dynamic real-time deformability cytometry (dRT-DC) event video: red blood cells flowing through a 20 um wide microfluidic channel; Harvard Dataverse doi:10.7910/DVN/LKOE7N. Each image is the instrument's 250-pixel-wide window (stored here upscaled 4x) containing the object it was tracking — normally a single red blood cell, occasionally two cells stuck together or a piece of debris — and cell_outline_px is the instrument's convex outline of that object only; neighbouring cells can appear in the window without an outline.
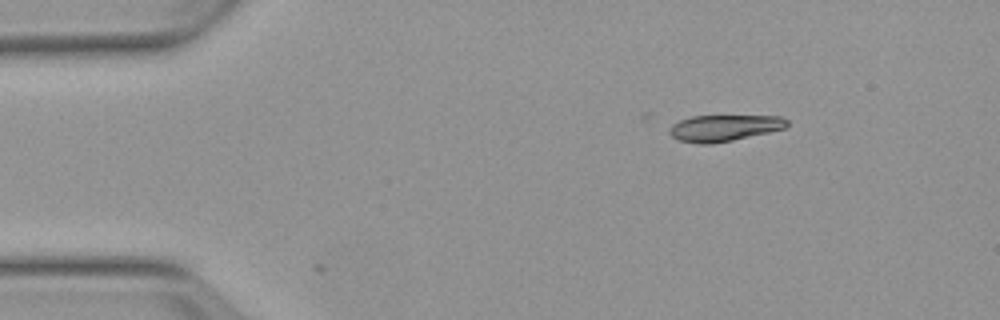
{"species": "Egyptian fruit bat (a non-hibernating species)", "species_latin": "Rousettus aegyptiacus", "temperature_condition": "warm", "stored_images_in_passage": 2, "camera_frame_rate_fps": 3000, "um_per_image_px": 0.085, "animal": {"sex": "female"}, "frame": {"image": 1, "passage_image": 1, "time_ms": 0.0, "image_size_px": [1000, 320], "cell_outline_px": [[788, 124], [784, 128], [768, 132], [732, 140], [712, 144], [700, 144], [680, 140], [672, 136], [668, 132], [668, 128], [672, 124], [680, 120], [692, 116], [784, 116], [788, 120]], "centroid_in_image_um": [61.53, 10.87], "position_along_channel_um": 23.5, "area_um2": 17.98}}